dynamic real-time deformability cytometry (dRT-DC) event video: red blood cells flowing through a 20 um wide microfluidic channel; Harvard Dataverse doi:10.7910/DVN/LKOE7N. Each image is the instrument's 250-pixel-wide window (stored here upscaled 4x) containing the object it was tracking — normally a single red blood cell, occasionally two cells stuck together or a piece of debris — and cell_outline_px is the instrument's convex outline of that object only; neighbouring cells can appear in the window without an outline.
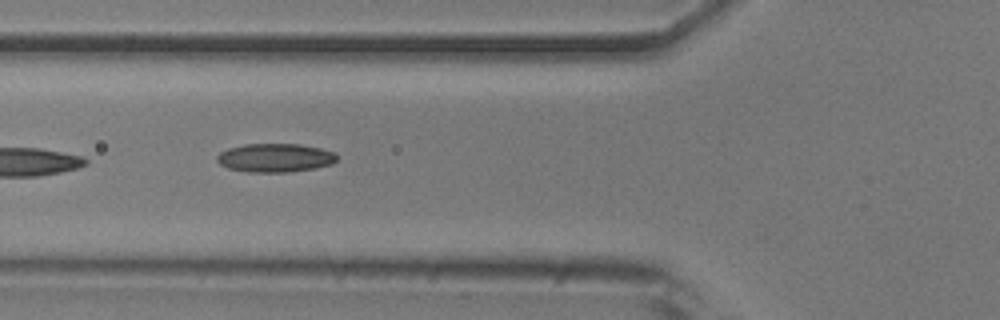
{"species": "common noctule bat (a hibernating species)", "species_latin": "Nyctalus noctula", "temperature_condition": "room temperature", "stored_images_in_passage": 8, "camera_frame_rate_fps": 3000, "um_per_image_px": 0.085, "animal": {"sex": "male", "body_mass_g": 20.5, "forearm_length_mm": 52.5}, "frame": {"image": 1, "passage_image": 6, "time_ms": 5.667, "image_size_px": [1000, 320], "cell_outline_px": [[336, 160], [332, 164], [316, 168], [288, 172], [248, 172], [228, 168], [220, 164], [216, 160], [216, 156], [220, 152], [228, 148], [244, 144], [300, 144], [320, 148], [332, 152], [336, 156]], "centroid_in_image_um": [23.35, 13.41], "position_along_channel_um": 102.4, "area_um2": 20.0}}
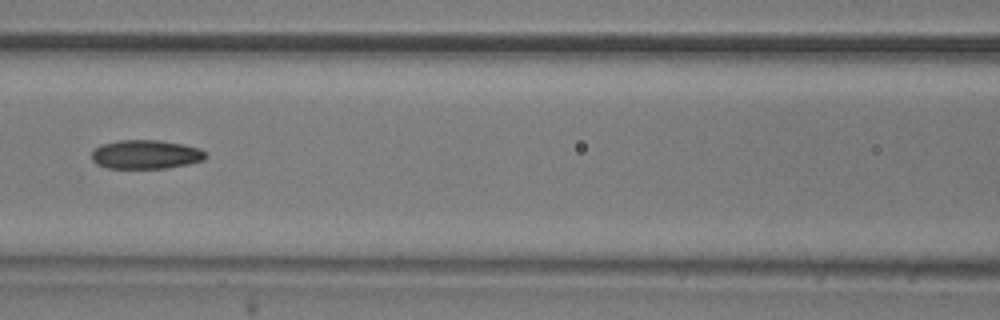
{"frame": {"image": 2, "passage_image": 7, "time_ms": 7.0, "image_size_px": [1000, 320], "cell_outline_px": [[208, 156], [204, 160], [188, 164], [168, 168], [108, 168], [96, 164], [92, 160], [92, 152], [100, 144], [120, 140], [156, 140], [184, 144], [200, 148]], "centroid_in_image_um": [12.4, 13.13], "position_along_channel_um": 154.2, "area_um2": 19.31}}
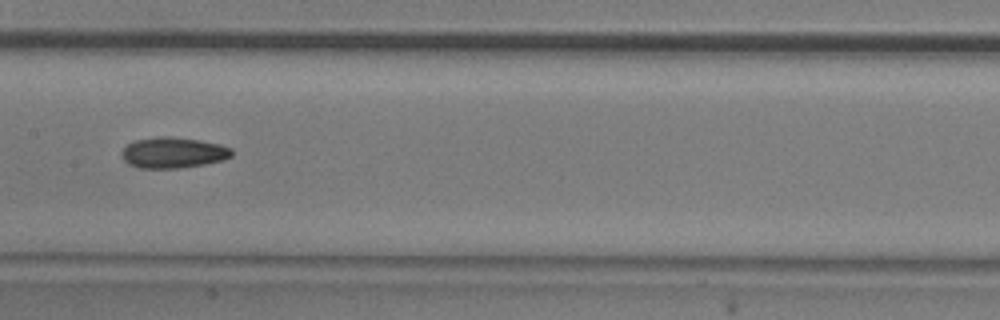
{"frame": {"image": 3, "passage_image": 8, "time_ms": 8.0, "image_size_px": [1000, 320], "cell_outline_px": [[232, 156], [224, 160], [204, 164], [180, 168], [140, 168], [128, 164], [120, 156], [120, 152], [128, 144], [136, 140], [156, 136], [172, 136], [200, 140], [220, 144], [232, 148]], "centroid_in_image_um": [14.71, 12.97], "position_along_channel_um": 192.7, "area_um2": 20.0}}